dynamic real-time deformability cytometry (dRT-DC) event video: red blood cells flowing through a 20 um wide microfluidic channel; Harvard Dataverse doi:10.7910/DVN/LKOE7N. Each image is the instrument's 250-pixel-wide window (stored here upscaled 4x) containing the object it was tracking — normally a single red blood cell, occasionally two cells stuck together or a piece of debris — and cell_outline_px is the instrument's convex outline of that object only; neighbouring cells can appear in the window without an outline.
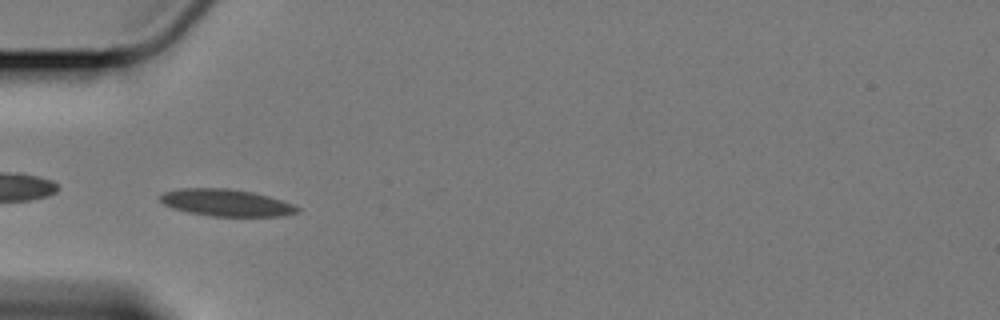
{"species": "Egyptian fruit bat (a non-hibernating species)", "species_latin": "Rousettus aegyptiacus", "temperature_condition": "cold", "stored_images_in_passage": 42, "camera_frame_rate_fps": 3000, "um_per_image_px": 0.085, "animal": {"sex": "female"}, "frame": {"image": 1, "passage_image": 2, "time_ms": 0.333, "image_size_px": [1000, 320], "cell_outline_px": [[300, 212], [280, 216], [212, 216], [188, 212], [172, 208], [164, 204], [160, 200], [160, 196], [164, 192], [180, 188], [228, 188], [252, 192], [268, 196], [292, 204], [300, 208]], "centroid_in_image_um": [19.22, 17.23], "position_along_channel_um": 65.8, "area_um2": 21.44}}
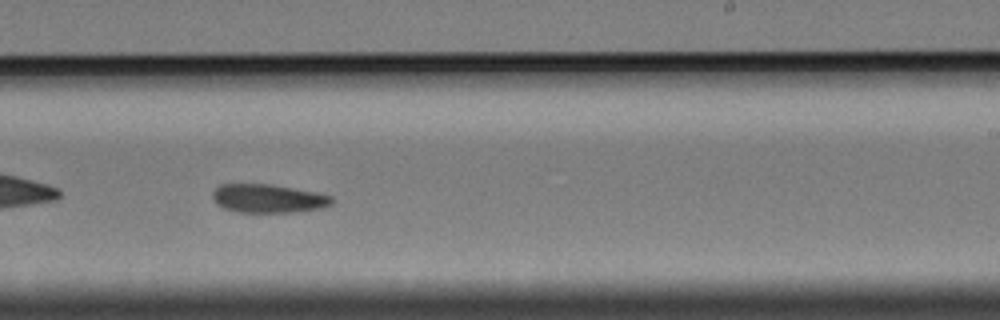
{"frame": {"image": 2, "passage_image": 20, "time_ms": 6.333, "image_size_px": [1000, 320], "cell_outline_px": [[332, 204], [320, 208], [296, 212], [236, 212], [224, 208], [216, 204], [212, 196], [212, 192], [220, 184], [272, 184], [316, 192], [332, 196]], "centroid_in_image_um": [22.77, 16.87], "position_along_channel_um": 266.2, "area_um2": 19.88}}
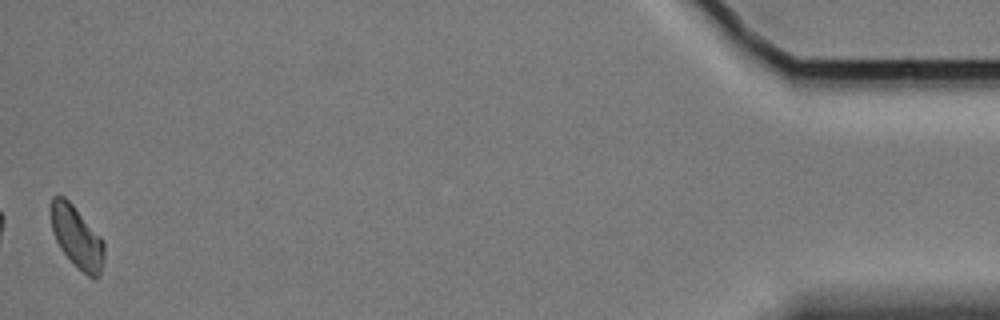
{"frame": {"image": 3, "passage_image": 42, "time_ms": 13.667, "image_size_px": [1000, 320], "cell_outline_px": [[104, 260], [100, 276], [96, 280], [88, 276], [60, 248], [52, 232], [48, 208], [52, 196], [64, 196], [72, 204], [104, 240]], "centroid_in_image_um": [6.51, 20.12], "position_along_channel_um": 428.7, "area_um2": 19.36}, "authors_computed_cell_mechanics": {"area_um2": 20.7502, "velocity_mm_per_s": 3.3694, "shape_relaxation_time_tau1_ms": 7.2837, "shape_relaxation_time_tau2_ms": null, "deformation_change_tau1": 0.1318, "deformation_change_tau2": null}}